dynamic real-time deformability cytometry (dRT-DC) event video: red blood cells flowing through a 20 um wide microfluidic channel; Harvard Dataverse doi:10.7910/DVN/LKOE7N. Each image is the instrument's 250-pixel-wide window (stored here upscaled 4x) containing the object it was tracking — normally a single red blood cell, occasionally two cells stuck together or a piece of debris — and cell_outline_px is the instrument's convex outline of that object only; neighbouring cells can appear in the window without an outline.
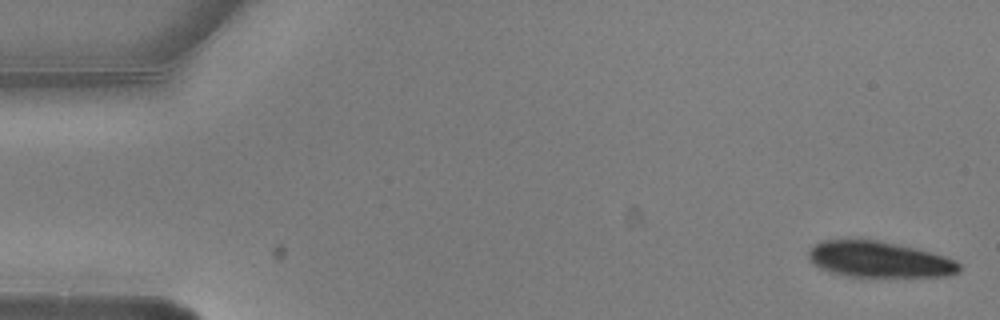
{"species": "common noctule bat (a hibernating species)", "species_latin": "Nyctalus noctula", "temperature_condition": "warm", "stored_images_in_passage": 6, "camera_frame_rate_fps": 3000, "um_per_image_px": 0.085, "animal": {"sex": "male", "body_mass_g": 20.5, "forearm_length_mm": 52.5}, "frame": {"image": 1, "passage_image": 1, "time_ms": 0.0, "image_size_px": [1000, 320], "cell_outline_px": [[960, 272], [948, 276], [848, 276], [828, 272], [820, 268], [808, 256], [808, 252], [812, 244], [824, 240], [876, 240], [916, 248], [944, 256], [956, 260], [960, 264]], "centroid_in_image_um": [74.73, 22.05], "position_along_channel_um": 10.3, "area_um2": 31.33}}
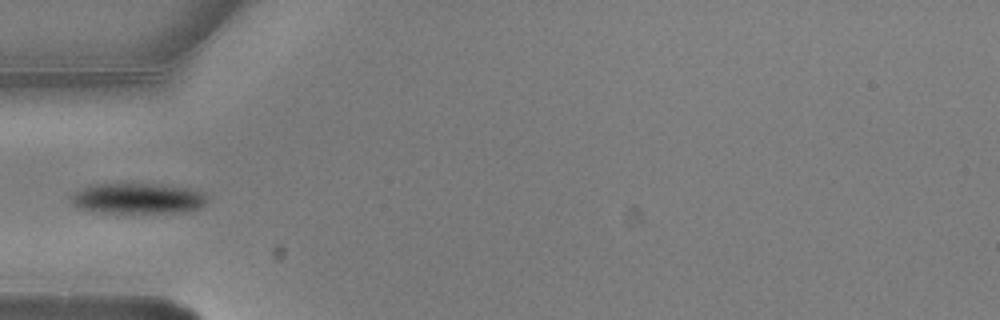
{"frame": {"image": 2, "passage_image": 6, "time_ms": 1.667, "image_size_px": [1000, 320], "cell_outline_px": [[208, 200], [200, 208], [176, 212], [104, 212], [80, 208], [72, 200], [72, 196], [76, 192], [84, 188], [96, 184], [160, 184], [192, 188], [204, 192], [208, 196]], "centroid_in_image_um": [11.83, 16.85], "position_along_channel_um": 73.2, "area_um2": 23.81}}